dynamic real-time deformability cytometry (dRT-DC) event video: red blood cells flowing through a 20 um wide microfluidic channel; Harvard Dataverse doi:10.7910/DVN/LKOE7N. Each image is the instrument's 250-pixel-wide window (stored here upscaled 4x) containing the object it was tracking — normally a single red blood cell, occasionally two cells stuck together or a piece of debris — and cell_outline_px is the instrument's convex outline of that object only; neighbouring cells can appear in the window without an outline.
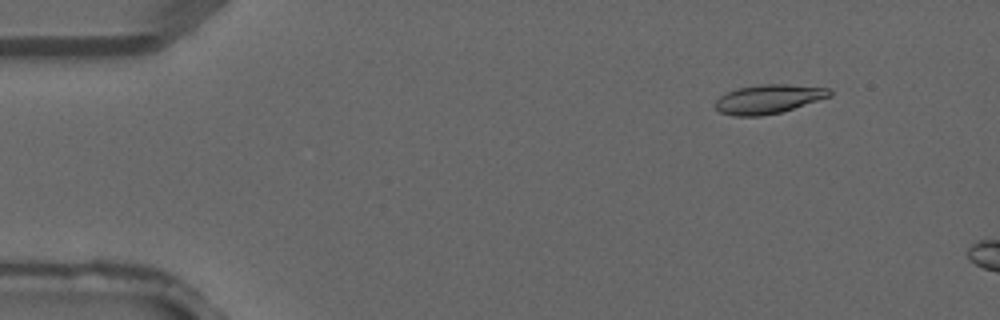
{"species": "common noctule bat (a hibernating species)", "species_latin": "Nyctalus noctula", "temperature_condition": "warm", "stored_images_in_passage": 4, "segment_of_instrument_passage": [2, 2], "camera_frame_rate_fps": 3000, "um_per_image_px": 0.085, "animal": {"sex": "male", "forearm_length_mm": 52.5}, "frame": {"image": 1, "passage_image": 4, "time_ms": 1.0, "image_size_px": [1000, 320], "cell_outline_px": [[832, 96], [780, 112], [760, 116], [732, 116], [720, 112], [716, 108], [716, 100], [720, 96], [736, 88], [760, 84], [788, 84], [832, 88]], "centroid_in_image_um": [65.34, 8.41], "position_along_channel_um": 19.7, "area_um2": 19.36}}